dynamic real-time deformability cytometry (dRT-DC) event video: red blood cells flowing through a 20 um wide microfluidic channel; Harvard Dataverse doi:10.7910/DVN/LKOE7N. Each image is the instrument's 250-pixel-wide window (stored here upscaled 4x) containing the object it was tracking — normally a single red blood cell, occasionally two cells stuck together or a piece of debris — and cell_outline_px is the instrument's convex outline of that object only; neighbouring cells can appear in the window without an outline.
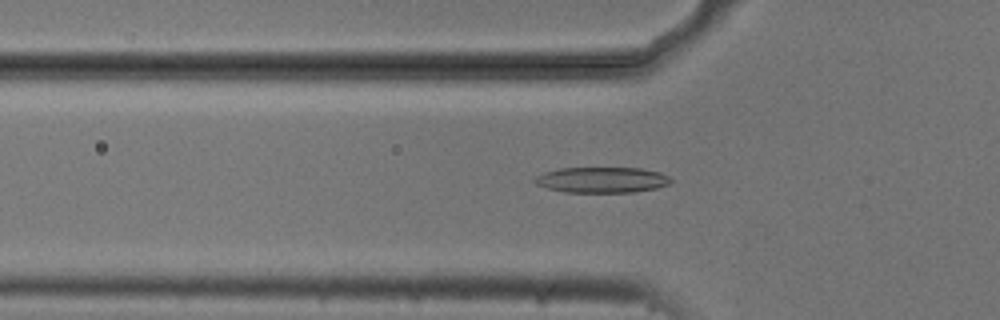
{"species": "common noctule bat (a hibernating species)", "species_latin": "Nyctalus noctula", "temperature_condition": "cold", "stored_images_in_passage": 43, "camera_frame_rate_fps": 3000, "um_per_image_px": 0.085, "animal": {"sex": "male", "body_mass_g": 20.5, "forearm_length_mm": 52.5}, "frame": {"image": 1, "passage_image": 7, "time_ms": 2.0, "image_size_px": [1000, 320], "cell_outline_px": [[672, 180], [668, 184], [656, 188], [632, 192], [564, 192], [548, 188], [536, 184], [532, 180], [536, 176], [544, 172], [560, 168], [640, 168], [660, 172], [668, 176]], "centroid_in_image_um": [51.14, 15.28], "position_along_channel_um": 74.7, "area_um2": 20.29}}
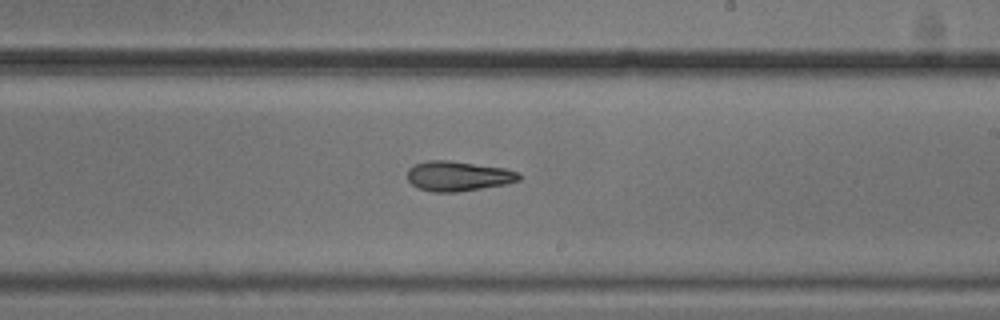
{"frame": {"image": 2, "passage_image": 21, "time_ms": 6.667, "image_size_px": [1000, 320], "cell_outline_px": [[520, 180], [508, 184], [456, 192], [432, 192], [416, 188], [408, 180], [408, 168], [416, 164], [428, 160], [448, 160], [504, 168], [516, 172], [520, 176]], "centroid_in_image_um": [38.91, 14.97], "position_along_channel_um": 250.1, "area_um2": 19.42}}
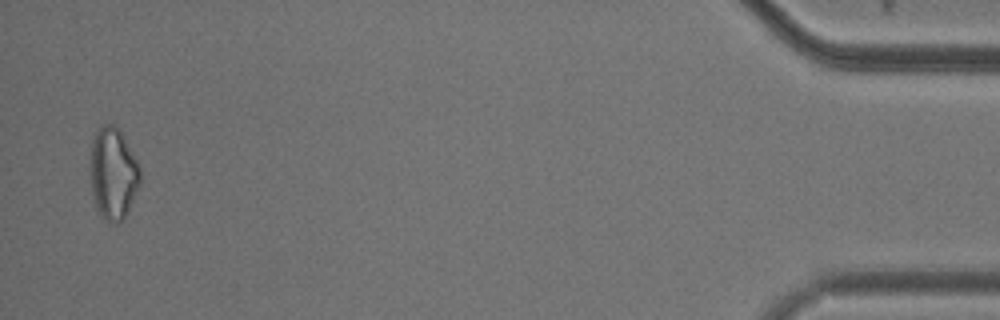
{"frame": {"image": 3, "passage_image": 42, "time_ms": 13.667, "image_size_px": [1000, 320], "cell_outline_px": [[140, 184], [128, 212], [116, 224], [104, 220], [100, 216], [96, 208], [92, 192], [88, 168], [92, 140], [96, 128], [100, 124], [112, 124], [120, 132], [136, 160], [140, 168]], "centroid_in_image_um": [9.56, 14.75], "position_along_channel_um": 425.6, "area_um2": 26.99}, "authors_computed_cell_mechanics": {"area_um2": 19.7676, "velocity_mm_per_s": 3.7346, "shape_relaxation_time_tau1_ms": 6.5482, "shape_relaxation_time_tau2_ms": 6.5261, "deformation_change_tau1": 0.1783, "deformation_change_tau2": 0.1651}}